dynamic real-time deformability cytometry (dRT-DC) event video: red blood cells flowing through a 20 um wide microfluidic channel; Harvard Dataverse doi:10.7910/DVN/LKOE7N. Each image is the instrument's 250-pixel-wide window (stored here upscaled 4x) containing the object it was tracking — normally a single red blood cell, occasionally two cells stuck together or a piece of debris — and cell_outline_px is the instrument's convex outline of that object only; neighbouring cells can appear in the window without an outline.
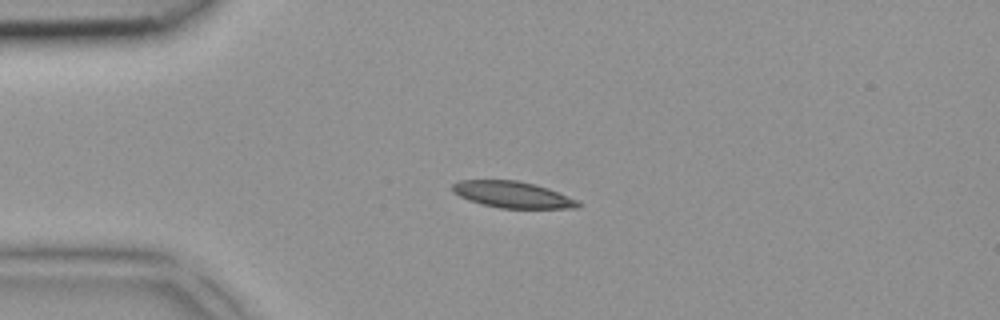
{"species": "common noctule bat (a hibernating species)", "species_latin": "Nyctalus noctula", "temperature_condition": "room temperature", "stored_images_in_passage": 2, "camera_frame_rate_fps": 3000, "um_per_image_px": 0.085, "animal": {"sex": "female", "body_mass_g": 18.4}, "frame": {"image": 1, "passage_image": 2, "time_ms": 0.333, "image_size_px": [1000, 320], "cell_outline_px": [[584, 204], [580, 208], [500, 208], [468, 200], [452, 192], [452, 184], [460, 180], [516, 180], [548, 188], [576, 200]], "centroid_in_image_um": [43.56, 16.54], "position_along_channel_um": 41.4, "area_um2": 19.19}}